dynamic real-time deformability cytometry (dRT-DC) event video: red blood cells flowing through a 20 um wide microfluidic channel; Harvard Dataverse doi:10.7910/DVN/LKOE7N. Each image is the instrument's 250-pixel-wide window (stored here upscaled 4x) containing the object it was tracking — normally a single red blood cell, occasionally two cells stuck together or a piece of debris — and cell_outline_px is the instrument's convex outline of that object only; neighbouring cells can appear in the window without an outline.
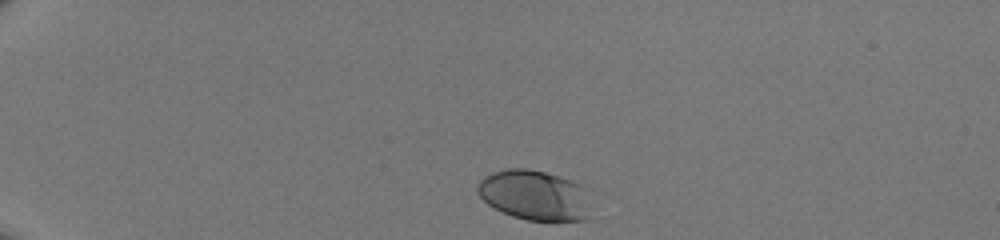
{"species": "human", "species_latin": "Homo sapiens", "temperature_condition": "room temperature", "stored_images_in_passage": 33, "camera_frame_rate_fps": 3000, "um_per_image_px": 0.085, "donor": {"sex": "male"}, "frame": {"image": 1, "passage_image": 1, "time_ms": 0.0, "image_size_px": [1000, 240], "cell_outline_px": [[588, 220], [528, 220], [512, 216], [488, 204], [476, 192], [476, 188], [480, 180], [484, 176], [492, 172], [508, 168], [528, 168], [544, 172], [568, 180], [576, 184], [580, 188]], "centroid_in_image_um": [45.27, 16.58], "position_along_channel_um": 39.7, "area_um2": 31.85}}
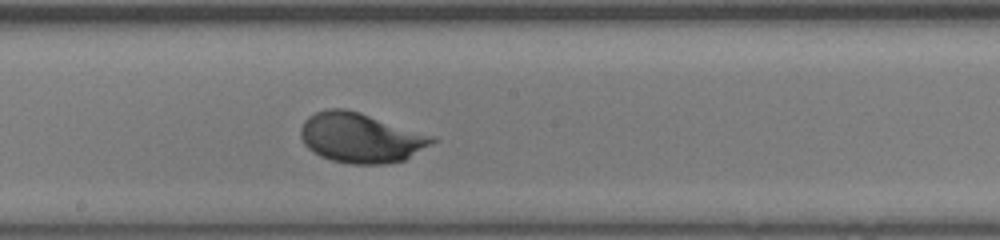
{"frame": {"image": 2, "passage_image": 19, "time_ms": 6.0, "image_size_px": [1000, 240], "cell_outline_px": [[436, 140], [404, 160], [388, 164], [348, 164], [332, 160], [320, 156], [312, 152], [304, 144], [300, 136], [300, 128], [304, 120], [308, 116], [324, 108], [344, 108], [360, 112], [436, 136]], "centroid_in_image_um": [30.62, 11.7], "position_along_channel_um": 217.6, "area_um2": 38.38}}
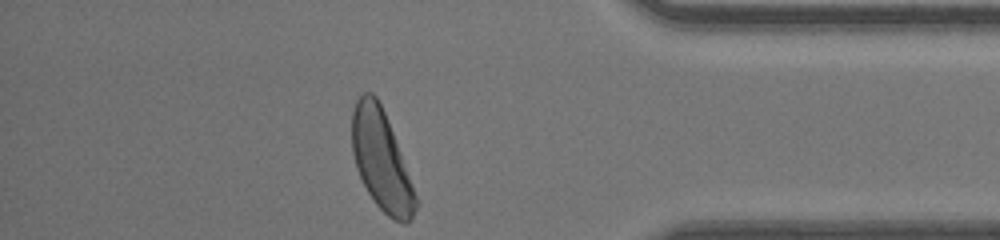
{"frame": {"image": 3, "passage_image": 33, "time_ms": 10.667, "image_size_px": [1000, 240], "cell_outline_px": [[420, 200], [412, 220], [404, 224], [392, 220], [376, 204], [368, 192], [356, 168], [352, 152], [352, 112], [356, 100], [364, 92], [372, 92], [376, 96], [384, 112]], "centroid_in_image_um": [32.44, 13.68], "position_along_channel_um": 402.8, "area_um2": 37.17}}